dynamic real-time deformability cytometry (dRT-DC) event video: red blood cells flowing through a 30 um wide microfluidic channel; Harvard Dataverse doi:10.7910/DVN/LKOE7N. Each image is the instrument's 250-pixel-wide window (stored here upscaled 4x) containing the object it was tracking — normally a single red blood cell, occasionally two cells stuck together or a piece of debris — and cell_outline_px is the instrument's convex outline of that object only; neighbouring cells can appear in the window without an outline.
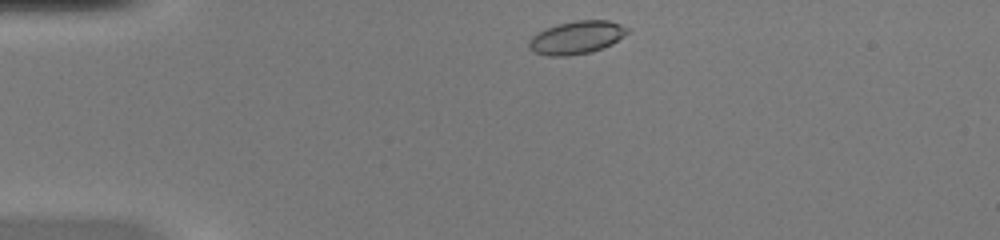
{"species": "common noctule bat (a hibernating species)", "species_latin": "Nyctalus noctula", "temperature_condition": "warm", "stored_images_in_passage": 40, "camera_frame_rate_fps": 3000, "um_per_image_px": 0.085, "animal": {"sex": "female", "body_mass_g": 20.0, "forearm_length_mm": 54.0}, "frame": {"image": 1, "passage_image": 1, "time_ms": 0.0, "image_size_px": [1000, 240], "cell_outline_px": [[628, 32], [624, 36], [612, 44], [592, 52], [568, 56], [548, 56], [536, 52], [528, 48], [528, 40], [532, 36], [556, 24], [576, 20], [608, 20], [620, 24], [628, 28]], "centroid_in_image_um": [49.01, 3.19], "position_along_channel_um": 36.0, "area_um2": 18.9}}
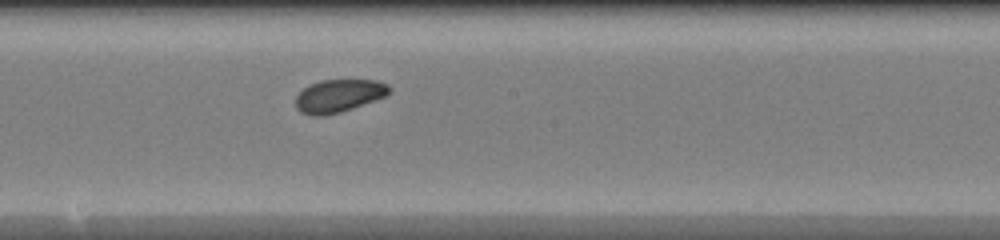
{"frame": {"image": 2, "passage_image": 18, "time_ms": 5.667, "image_size_px": [1000, 240], "cell_outline_px": [[392, 92], [384, 96], [352, 108], [340, 112], [324, 116], [308, 116], [300, 112], [296, 108], [296, 96], [304, 88], [320, 80], [376, 80], [388, 84], [392, 88]], "centroid_in_image_um": [28.79, 8.15], "position_along_channel_um": 219.4, "area_um2": 17.92}}
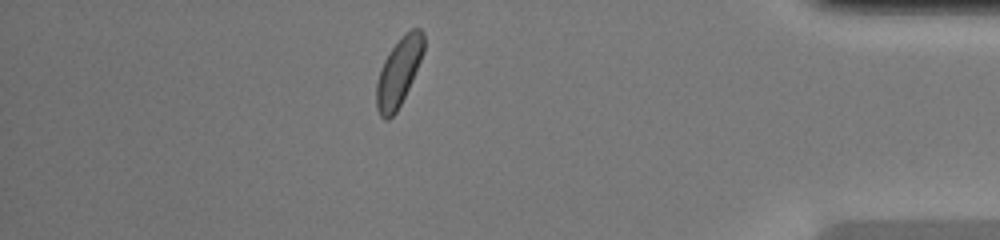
{"frame": {"image": 3, "passage_image": 34, "time_ms": 11.0, "image_size_px": [1000, 240], "cell_outline_px": [[424, 52], [412, 80], [396, 112], [388, 120], [384, 120], [380, 116], [376, 108], [376, 84], [380, 68], [384, 60], [392, 48], [404, 32], [412, 28], [420, 28], [424, 32]], "centroid_in_image_um": [33.88, 6.11], "position_along_channel_um": 401.3, "area_um2": 18.79}, "authors_computed_cell_mechanics": {"area_um2": 18.1781, "velocity_mm_per_s": 4.1014, "shape_relaxation_time_tau1_ms": 2.6243, "shape_relaxation_time_tau2_ms": 2.0842, "deformation_change_tau1": 0.0795, "deformation_change_tau2": 0.0698}}